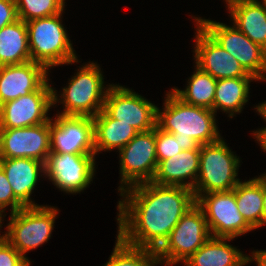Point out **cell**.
<instances>
[{
  "label": "cell",
  "mask_w": 266,
  "mask_h": 266,
  "mask_svg": "<svg viewBox=\"0 0 266 266\" xmlns=\"http://www.w3.org/2000/svg\"><path fill=\"white\" fill-rule=\"evenodd\" d=\"M120 195L123 200L117 205V236L131 246L156 251L196 204L193 190L152 181L126 188Z\"/></svg>",
  "instance_id": "1"
},
{
  "label": "cell",
  "mask_w": 266,
  "mask_h": 266,
  "mask_svg": "<svg viewBox=\"0 0 266 266\" xmlns=\"http://www.w3.org/2000/svg\"><path fill=\"white\" fill-rule=\"evenodd\" d=\"M166 95L163 112L157 107L156 125L173 133L182 150L200 149L221 138L212 109L187 104L172 91Z\"/></svg>",
  "instance_id": "2"
},
{
  "label": "cell",
  "mask_w": 266,
  "mask_h": 266,
  "mask_svg": "<svg viewBox=\"0 0 266 266\" xmlns=\"http://www.w3.org/2000/svg\"><path fill=\"white\" fill-rule=\"evenodd\" d=\"M59 13L26 22L31 60L51 67L78 61Z\"/></svg>",
  "instance_id": "3"
},
{
  "label": "cell",
  "mask_w": 266,
  "mask_h": 266,
  "mask_svg": "<svg viewBox=\"0 0 266 266\" xmlns=\"http://www.w3.org/2000/svg\"><path fill=\"white\" fill-rule=\"evenodd\" d=\"M101 68L96 63H87L77 71L63 88L62 99H58L56 90L53 88V106L59 101L65 108L61 115L95 117L103 110L106 93L109 85L105 88ZM106 89V90H105ZM57 95V96H56Z\"/></svg>",
  "instance_id": "4"
},
{
  "label": "cell",
  "mask_w": 266,
  "mask_h": 266,
  "mask_svg": "<svg viewBox=\"0 0 266 266\" xmlns=\"http://www.w3.org/2000/svg\"><path fill=\"white\" fill-rule=\"evenodd\" d=\"M240 160L226 145L223 137L200 146V162L194 195L233 190L240 182Z\"/></svg>",
  "instance_id": "5"
},
{
  "label": "cell",
  "mask_w": 266,
  "mask_h": 266,
  "mask_svg": "<svg viewBox=\"0 0 266 266\" xmlns=\"http://www.w3.org/2000/svg\"><path fill=\"white\" fill-rule=\"evenodd\" d=\"M5 239L25 258L29 250L51 237L58 210L49 206H29L10 213Z\"/></svg>",
  "instance_id": "6"
},
{
  "label": "cell",
  "mask_w": 266,
  "mask_h": 266,
  "mask_svg": "<svg viewBox=\"0 0 266 266\" xmlns=\"http://www.w3.org/2000/svg\"><path fill=\"white\" fill-rule=\"evenodd\" d=\"M211 234L203 211L195 204L179 220L157 255L165 266L185 262Z\"/></svg>",
  "instance_id": "7"
},
{
  "label": "cell",
  "mask_w": 266,
  "mask_h": 266,
  "mask_svg": "<svg viewBox=\"0 0 266 266\" xmlns=\"http://www.w3.org/2000/svg\"><path fill=\"white\" fill-rule=\"evenodd\" d=\"M229 54L257 81L266 80V50L251 41L234 25L228 26L209 19L195 18Z\"/></svg>",
  "instance_id": "8"
},
{
  "label": "cell",
  "mask_w": 266,
  "mask_h": 266,
  "mask_svg": "<svg viewBox=\"0 0 266 266\" xmlns=\"http://www.w3.org/2000/svg\"><path fill=\"white\" fill-rule=\"evenodd\" d=\"M119 155L121 184L118 191L122 192L131 186L151 182L158 165L155 128L138 132L119 150Z\"/></svg>",
  "instance_id": "9"
},
{
  "label": "cell",
  "mask_w": 266,
  "mask_h": 266,
  "mask_svg": "<svg viewBox=\"0 0 266 266\" xmlns=\"http://www.w3.org/2000/svg\"><path fill=\"white\" fill-rule=\"evenodd\" d=\"M194 196L211 236L235 238L254 230L239 212L233 190Z\"/></svg>",
  "instance_id": "10"
},
{
  "label": "cell",
  "mask_w": 266,
  "mask_h": 266,
  "mask_svg": "<svg viewBox=\"0 0 266 266\" xmlns=\"http://www.w3.org/2000/svg\"><path fill=\"white\" fill-rule=\"evenodd\" d=\"M96 154L50 152L44 163L45 177L66 193H80L93 181Z\"/></svg>",
  "instance_id": "11"
},
{
  "label": "cell",
  "mask_w": 266,
  "mask_h": 266,
  "mask_svg": "<svg viewBox=\"0 0 266 266\" xmlns=\"http://www.w3.org/2000/svg\"><path fill=\"white\" fill-rule=\"evenodd\" d=\"M103 110L111 118L131 125L138 132L150 131L156 127L157 106L124 86H109Z\"/></svg>",
  "instance_id": "12"
},
{
  "label": "cell",
  "mask_w": 266,
  "mask_h": 266,
  "mask_svg": "<svg viewBox=\"0 0 266 266\" xmlns=\"http://www.w3.org/2000/svg\"><path fill=\"white\" fill-rule=\"evenodd\" d=\"M52 99L53 88L48 79L37 91L0 106V128H24L48 122Z\"/></svg>",
  "instance_id": "13"
},
{
  "label": "cell",
  "mask_w": 266,
  "mask_h": 266,
  "mask_svg": "<svg viewBox=\"0 0 266 266\" xmlns=\"http://www.w3.org/2000/svg\"><path fill=\"white\" fill-rule=\"evenodd\" d=\"M51 152L50 120L24 128H0V158H31L45 163Z\"/></svg>",
  "instance_id": "14"
},
{
  "label": "cell",
  "mask_w": 266,
  "mask_h": 266,
  "mask_svg": "<svg viewBox=\"0 0 266 266\" xmlns=\"http://www.w3.org/2000/svg\"><path fill=\"white\" fill-rule=\"evenodd\" d=\"M50 119L51 151L55 153L95 154L93 118L65 116Z\"/></svg>",
  "instance_id": "15"
},
{
  "label": "cell",
  "mask_w": 266,
  "mask_h": 266,
  "mask_svg": "<svg viewBox=\"0 0 266 266\" xmlns=\"http://www.w3.org/2000/svg\"><path fill=\"white\" fill-rule=\"evenodd\" d=\"M196 27V45L193 51L195 66L211 74L216 80L253 77L199 23H196Z\"/></svg>",
  "instance_id": "16"
},
{
  "label": "cell",
  "mask_w": 266,
  "mask_h": 266,
  "mask_svg": "<svg viewBox=\"0 0 266 266\" xmlns=\"http://www.w3.org/2000/svg\"><path fill=\"white\" fill-rule=\"evenodd\" d=\"M48 80V69L37 62L0 66V106L37 91Z\"/></svg>",
  "instance_id": "17"
},
{
  "label": "cell",
  "mask_w": 266,
  "mask_h": 266,
  "mask_svg": "<svg viewBox=\"0 0 266 266\" xmlns=\"http://www.w3.org/2000/svg\"><path fill=\"white\" fill-rule=\"evenodd\" d=\"M0 167L20 202L25 207L39 206L32 201L31 194L40 178L39 174L45 172L44 163L31 158H0Z\"/></svg>",
  "instance_id": "18"
},
{
  "label": "cell",
  "mask_w": 266,
  "mask_h": 266,
  "mask_svg": "<svg viewBox=\"0 0 266 266\" xmlns=\"http://www.w3.org/2000/svg\"><path fill=\"white\" fill-rule=\"evenodd\" d=\"M199 162L200 149L182 150L158 163L152 182L158 185L183 186L193 190L199 173Z\"/></svg>",
  "instance_id": "19"
},
{
  "label": "cell",
  "mask_w": 266,
  "mask_h": 266,
  "mask_svg": "<svg viewBox=\"0 0 266 266\" xmlns=\"http://www.w3.org/2000/svg\"><path fill=\"white\" fill-rule=\"evenodd\" d=\"M233 25L251 41L266 50V4L258 0H240L228 6Z\"/></svg>",
  "instance_id": "20"
},
{
  "label": "cell",
  "mask_w": 266,
  "mask_h": 266,
  "mask_svg": "<svg viewBox=\"0 0 266 266\" xmlns=\"http://www.w3.org/2000/svg\"><path fill=\"white\" fill-rule=\"evenodd\" d=\"M229 237L211 236L185 262V266H244L251 262V257L244 255L236 247L227 244Z\"/></svg>",
  "instance_id": "21"
},
{
  "label": "cell",
  "mask_w": 266,
  "mask_h": 266,
  "mask_svg": "<svg viewBox=\"0 0 266 266\" xmlns=\"http://www.w3.org/2000/svg\"><path fill=\"white\" fill-rule=\"evenodd\" d=\"M95 154L126 146L138 131L129 124L111 118L104 110L93 117Z\"/></svg>",
  "instance_id": "22"
},
{
  "label": "cell",
  "mask_w": 266,
  "mask_h": 266,
  "mask_svg": "<svg viewBox=\"0 0 266 266\" xmlns=\"http://www.w3.org/2000/svg\"><path fill=\"white\" fill-rule=\"evenodd\" d=\"M31 61L26 22L21 19L0 29V66Z\"/></svg>",
  "instance_id": "23"
},
{
  "label": "cell",
  "mask_w": 266,
  "mask_h": 266,
  "mask_svg": "<svg viewBox=\"0 0 266 266\" xmlns=\"http://www.w3.org/2000/svg\"><path fill=\"white\" fill-rule=\"evenodd\" d=\"M254 77L222 78L217 80L213 111L220 109L229 113V117L240 113L248 102L250 83Z\"/></svg>",
  "instance_id": "24"
},
{
  "label": "cell",
  "mask_w": 266,
  "mask_h": 266,
  "mask_svg": "<svg viewBox=\"0 0 266 266\" xmlns=\"http://www.w3.org/2000/svg\"><path fill=\"white\" fill-rule=\"evenodd\" d=\"M239 212L253 228L262 227L263 174L249 181L239 182L233 188Z\"/></svg>",
  "instance_id": "25"
},
{
  "label": "cell",
  "mask_w": 266,
  "mask_h": 266,
  "mask_svg": "<svg viewBox=\"0 0 266 266\" xmlns=\"http://www.w3.org/2000/svg\"><path fill=\"white\" fill-rule=\"evenodd\" d=\"M185 90L173 88L172 92L183 102L213 110L217 80L209 73L195 67Z\"/></svg>",
  "instance_id": "26"
},
{
  "label": "cell",
  "mask_w": 266,
  "mask_h": 266,
  "mask_svg": "<svg viewBox=\"0 0 266 266\" xmlns=\"http://www.w3.org/2000/svg\"><path fill=\"white\" fill-rule=\"evenodd\" d=\"M108 262L104 266H155L162 261L156 250L134 247L123 242L118 236Z\"/></svg>",
  "instance_id": "27"
},
{
  "label": "cell",
  "mask_w": 266,
  "mask_h": 266,
  "mask_svg": "<svg viewBox=\"0 0 266 266\" xmlns=\"http://www.w3.org/2000/svg\"><path fill=\"white\" fill-rule=\"evenodd\" d=\"M18 18L28 22L63 12L65 0H15Z\"/></svg>",
  "instance_id": "28"
},
{
  "label": "cell",
  "mask_w": 266,
  "mask_h": 266,
  "mask_svg": "<svg viewBox=\"0 0 266 266\" xmlns=\"http://www.w3.org/2000/svg\"><path fill=\"white\" fill-rule=\"evenodd\" d=\"M155 143L158 163L180 153L182 148L173 133L155 127Z\"/></svg>",
  "instance_id": "29"
},
{
  "label": "cell",
  "mask_w": 266,
  "mask_h": 266,
  "mask_svg": "<svg viewBox=\"0 0 266 266\" xmlns=\"http://www.w3.org/2000/svg\"><path fill=\"white\" fill-rule=\"evenodd\" d=\"M7 206L11 207V213L23 209L25 206L15 197L10 183L0 167V209L4 212Z\"/></svg>",
  "instance_id": "30"
},
{
  "label": "cell",
  "mask_w": 266,
  "mask_h": 266,
  "mask_svg": "<svg viewBox=\"0 0 266 266\" xmlns=\"http://www.w3.org/2000/svg\"><path fill=\"white\" fill-rule=\"evenodd\" d=\"M23 259L6 239L0 241V266H17Z\"/></svg>",
  "instance_id": "31"
},
{
  "label": "cell",
  "mask_w": 266,
  "mask_h": 266,
  "mask_svg": "<svg viewBox=\"0 0 266 266\" xmlns=\"http://www.w3.org/2000/svg\"><path fill=\"white\" fill-rule=\"evenodd\" d=\"M15 0H0V29L18 20Z\"/></svg>",
  "instance_id": "32"
},
{
  "label": "cell",
  "mask_w": 266,
  "mask_h": 266,
  "mask_svg": "<svg viewBox=\"0 0 266 266\" xmlns=\"http://www.w3.org/2000/svg\"><path fill=\"white\" fill-rule=\"evenodd\" d=\"M256 261L257 266H266V250L253 251L251 261Z\"/></svg>",
  "instance_id": "33"
},
{
  "label": "cell",
  "mask_w": 266,
  "mask_h": 266,
  "mask_svg": "<svg viewBox=\"0 0 266 266\" xmlns=\"http://www.w3.org/2000/svg\"><path fill=\"white\" fill-rule=\"evenodd\" d=\"M255 139L259 142L261 148L266 151V127L253 131Z\"/></svg>",
  "instance_id": "34"
},
{
  "label": "cell",
  "mask_w": 266,
  "mask_h": 266,
  "mask_svg": "<svg viewBox=\"0 0 266 266\" xmlns=\"http://www.w3.org/2000/svg\"><path fill=\"white\" fill-rule=\"evenodd\" d=\"M266 224V173L263 174V211L262 226Z\"/></svg>",
  "instance_id": "35"
},
{
  "label": "cell",
  "mask_w": 266,
  "mask_h": 266,
  "mask_svg": "<svg viewBox=\"0 0 266 266\" xmlns=\"http://www.w3.org/2000/svg\"><path fill=\"white\" fill-rule=\"evenodd\" d=\"M254 108L257 110L258 114H260L262 116V118H264L266 121V101L260 103V105L254 107Z\"/></svg>",
  "instance_id": "36"
},
{
  "label": "cell",
  "mask_w": 266,
  "mask_h": 266,
  "mask_svg": "<svg viewBox=\"0 0 266 266\" xmlns=\"http://www.w3.org/2000/svg\"><path fill=\"white\" fill-rule=\"evenodd\" d=\"M30 261L28 259H23L17 266H29Z\"/></svg>",
  "instance_id": "37"
},
{
  "label": "cell",
  "mask_w": 266,
  "mask_h": 266,
  "mask_svg": "<svg viewBox=\"0 0 266 266\" xmlns=\"http://www.w3.org/2000/svg\"><path fill=\"white\" fill-rule=\"evenodd\" d=\"M3 211L0 209V227L2 228V218H3V216H2V213ZM3 239H5V234H3V235H0V241L1 240H3Z\"/></svg>",
  "instance_id": "38"
},
{
  "label": "cell",
  "mask_w": 266,
  "mask_h": 266,
  "mask_svg": "<svg viewBox=\"0 0 266 266\" xmlns=\"http://www.w3.org/2000/svg\"><path fill=\"white\" fill-rule=\"evenodd\" d=\"M225 1L227 3V7H228L230 4L237 2V1H240V0H225Z\"/></svg>",
  "instance_id": "39"
}]
</instances>
